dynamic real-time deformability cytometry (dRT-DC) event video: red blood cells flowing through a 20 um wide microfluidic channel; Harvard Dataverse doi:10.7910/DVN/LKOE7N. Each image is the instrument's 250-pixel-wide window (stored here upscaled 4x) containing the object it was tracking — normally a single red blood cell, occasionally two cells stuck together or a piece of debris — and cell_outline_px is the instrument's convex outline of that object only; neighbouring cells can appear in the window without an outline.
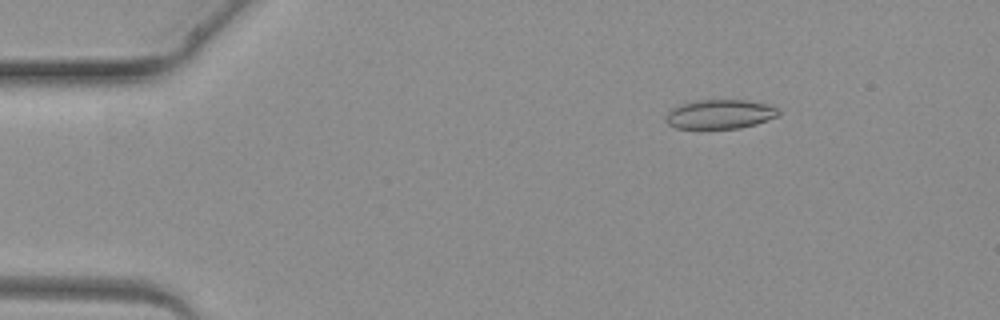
{"species": "common noctule bat (a hibernating species)", "species_latin": "Nyctalus noctula", "temperature_condition": "warm", "stored_images_in_passage": 3, "camera_frame_rate_fps": 3000, "um_per_image_px": 0.085, "animal": {"sex": "female", "body_mass_g": 19.3, "forearm_length_mm": 54.1}, "frame": {"image": 1, "passage_image": 2, "time_ms": 1.0, "image_size_px": [1000, 320], "cell_outline_px": [[780, 112], [776, 116], [756, 124], [740, 128], [676, 128], [668, 124], [664, 120], [664, 116], [672, 108], [680, 104], [696, 100], [748, 100], [768, 104], [776, 108]], "centroid_in_image_um": [61.15, 9.7], "position_along_channel_um": 23.8, "area_um2": 19.19}}